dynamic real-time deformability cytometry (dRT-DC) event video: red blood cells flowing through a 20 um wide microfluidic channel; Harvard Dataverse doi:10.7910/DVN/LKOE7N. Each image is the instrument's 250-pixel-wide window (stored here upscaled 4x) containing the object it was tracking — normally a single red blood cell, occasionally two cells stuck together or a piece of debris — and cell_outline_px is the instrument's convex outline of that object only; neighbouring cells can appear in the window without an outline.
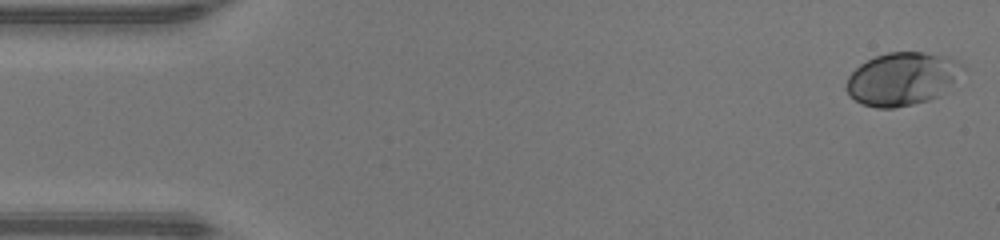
{"species": "human", "species_latin": "Homo sapiens", "temperature_condition": "warm", "stored_images_in_passage": 47, "camera_frame_rate_fps": 3000, "um_per_image_px": 0.085, "donor": {"sex": "male"}, "frame": {"image": 1, "passage_image": 1, "time_ms": 0.0, "image_size_px": [1000, 240], "cell_outline_px": [[964, 68], [940, 96], [928, 100], [896, 108], [876, 108], [864, 104], [848, 96], [844, 88], [848, 76], [860, 64], [876, 56], [888, 52], [924, 52], [952, 56], [964, 64]], "centroid_in_image_um": [76.67, 6.69], "position_along_channel_um": 8.3, "area_um2": 36.07}}
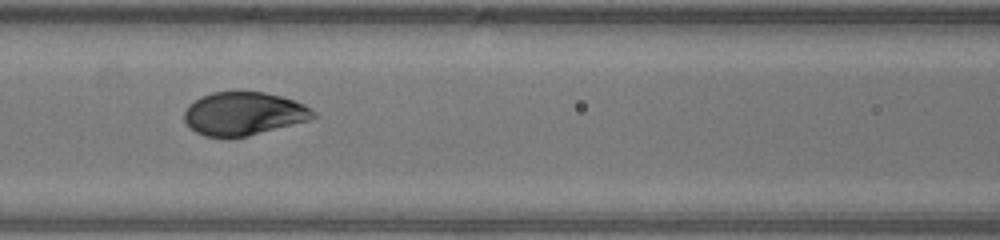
{"frame": {"image": 2, "passage_image": 20, "time_ms": 6.333, "image_size_px": [1000, 240], "cell_outline_px": [[320, 116], [308, 120], [248, 136], [228, 140], [204, 136], [196, 132], [184, 120], [184, 112], [188, 104], [200, 96], [212, 92], [264, 92], [280, 96], [304, 104], [312, 108]], "centroid_in_image_um": [20.7, 9.68], "position_along_channel_um": 145.9, "area_um2": 32.95}}
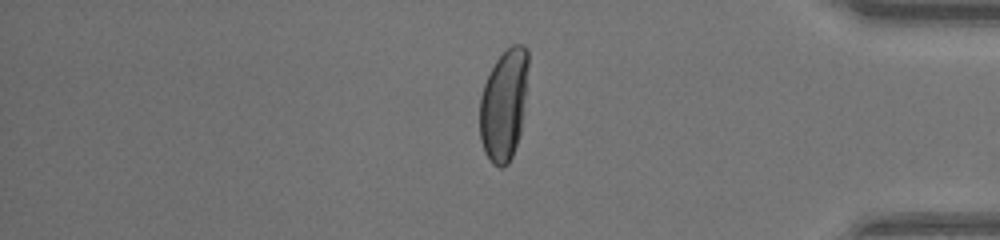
{"frame": {"image": 3, "passage_image": 39, "time_ms": 12.667, "image_size_px": [1000, 240], "cell_outline_px": [[528, 64], [520, 132], [512, 156], [508, 164], [504, 168], [500, 168], [492, 164], [484, 152], [480, 140], [480, 96], [484, 84], [496, 60], [512, 44], [524, 44], [528, 48]], "centroid_in_image_um": [42.81, 8.92], "position_along_channel_um": 392.4, "area_um2": 31.21}, "authors_computed_cell_mechanics": {"area_um2": 33.1772, "velocity_mm_per_s": 4.3754, "shape_relaxation_time_tau1_ms": 4.0673, "shape_relaxation_time_tau2_ms": null, "deformation_change_tau1": 0.2023, "deformation_change_tau2": null}}